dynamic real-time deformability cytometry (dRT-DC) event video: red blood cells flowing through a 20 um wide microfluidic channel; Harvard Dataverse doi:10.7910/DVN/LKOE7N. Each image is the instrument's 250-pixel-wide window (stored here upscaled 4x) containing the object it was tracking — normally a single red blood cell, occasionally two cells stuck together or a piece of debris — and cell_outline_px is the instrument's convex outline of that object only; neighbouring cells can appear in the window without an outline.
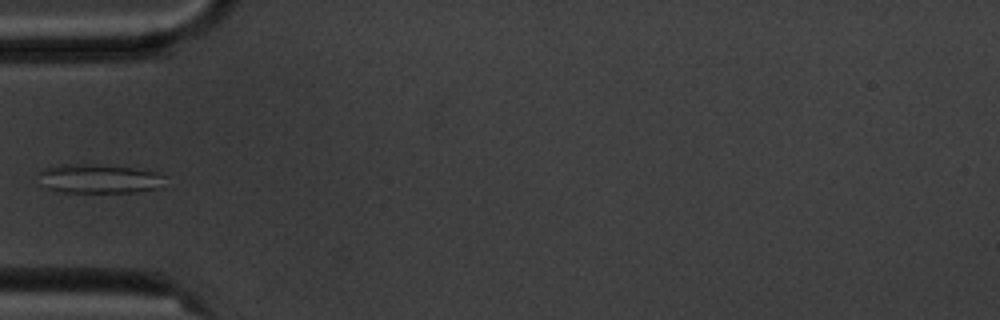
{"species": "common noctule bat (a hibernating species)", "species_latin": "Nyctalus noctula", "temperature_condition": "cold", "stored_images_in_passage": 4, "camera_frame_rate_fps": 3000, "um_per_image_px": 0.085, "animal": {"sex": "male", "body_mass_g": 20.1, "forearm_length_mm": 53.5}, "frame": {"image": 1, "passage_image": 4, "time_ms": 3.667, "image_size_px": [1000, 320], "cell_outline_px": [[164, 188], [136, 192], [56, 192], [40, 184], [36, 172], [44, 168], [60, 164], [100, 164], [132, 168], [156, 172], [164, 176]], "centroid_in_image_um": [8.38, 15.19], "position_along_channel_um": 76.6, "area_um2": 21.96}}